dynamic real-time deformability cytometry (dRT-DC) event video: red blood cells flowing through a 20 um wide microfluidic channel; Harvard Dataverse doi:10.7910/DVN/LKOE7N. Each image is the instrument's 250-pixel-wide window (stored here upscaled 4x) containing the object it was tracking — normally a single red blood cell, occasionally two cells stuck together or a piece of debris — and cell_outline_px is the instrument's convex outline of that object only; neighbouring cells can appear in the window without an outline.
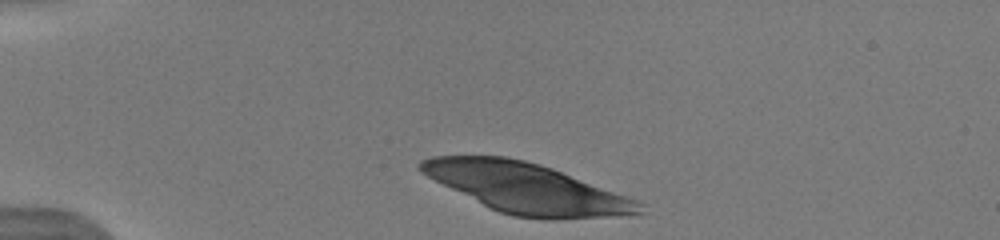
{"species": "human", "species_latin": "Homo sapiens", "temperature_condition": "warm", "stored_images_in_passage": 10, "camera_frame_rate_fps": 3000, "um_per_image_px": 0.085, "donor": {"sex": "male"}, "frame": {"image": 1, "passage_image": 1, "time_ms": 0.0, "image_size_px": [1000, 240], "cell_outline_px": [[644, 212], [616, 216], [512, 216], [500, 212], [428, 176], [416, 164], [420, 160], [432, 156], [508, 156], [540, 164], [552, 168], [636, 200], [644, 204]], "centroid_in_image_um": [44.73, 15.93], "position_along_channel_um": 40.3, "area_um2": 61.04}}